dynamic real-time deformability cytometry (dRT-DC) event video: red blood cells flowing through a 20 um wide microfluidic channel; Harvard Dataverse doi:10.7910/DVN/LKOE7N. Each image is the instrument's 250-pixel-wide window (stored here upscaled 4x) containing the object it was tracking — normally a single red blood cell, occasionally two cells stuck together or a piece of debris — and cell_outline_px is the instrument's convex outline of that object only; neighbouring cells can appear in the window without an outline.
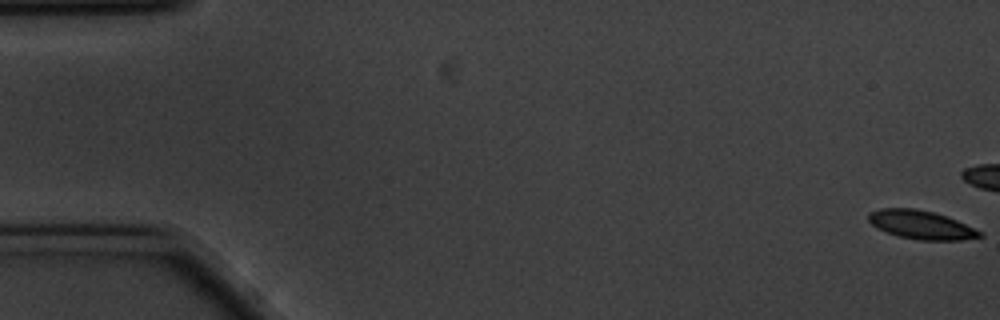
{"species": "common noctule bat (a hibernating species)", "species_latin": "Nyctalus noctula", "temperature_condition": "cold", "stored_images_in_passage": 16, "camera_frame_rate_fps": 3000, "um_per_image_px": 0.085, "animal": {"sex": "male", "body_mass_g": 20.1, "forearm_length_mm": 53.5}, "frame": {"image": 1, "passage_image": 1, "time_ms": 0.0, "image_size_px": [1000, 320], "cell_outline_px": [[984, 236], [960, 240], [920, 240], [900, 236], [876, 228], [868, 220], [868, 212], [880, 208], [916, 208], [932, 212], [956, 220], [984, 232]], "centroid_in_image_um": [78.29, 19.1], "position_along_channel_um": 6.7, "area_um2": 18.44}}